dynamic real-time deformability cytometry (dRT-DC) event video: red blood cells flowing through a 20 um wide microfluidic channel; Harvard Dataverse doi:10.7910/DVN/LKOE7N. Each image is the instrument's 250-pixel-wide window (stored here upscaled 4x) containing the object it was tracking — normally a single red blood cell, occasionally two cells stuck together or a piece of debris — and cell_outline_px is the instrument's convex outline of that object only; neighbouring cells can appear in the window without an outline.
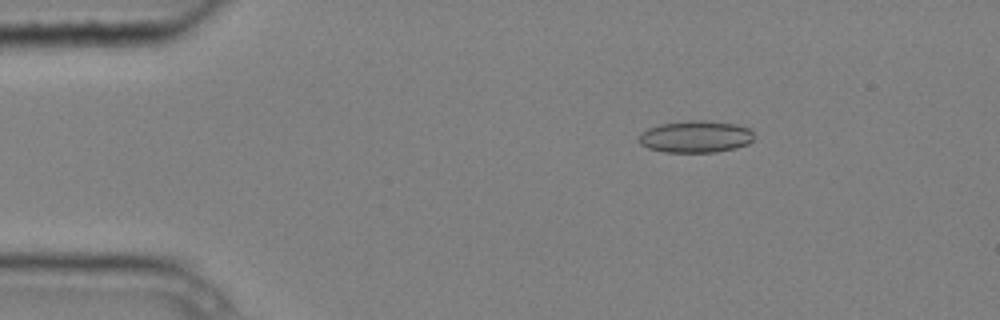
{"species": "common noctule bat (a hibernating species)", "species_latin": "Nyctalus noctula", "temperature_condition": "cold", "stored_images_in_passage": 5, "camera_frame_rate_fps": 3000, "um_per_image_px": 0.085, "animal": {"sex": "male", "body_mass_g": 20.4}, "frame": {"image": 1, "passage_image": 3, "time_ms": 0.667, "image_size_px": [1000, 320], "cell_outline_px": [[752, 140], [748, 144], [736, 148], [716, 152], [664, 152], [648, 148], [640, 144], [636, 136], [640, 132], [648, 128], [660, 124], [688, 120], [708, 120], [736, 124], [748, 128], [752, 132]], "centroid_in_image_um": [59.08, 11.61], "position_along_channel_um": 25.9, "area_um2": 21.68}}
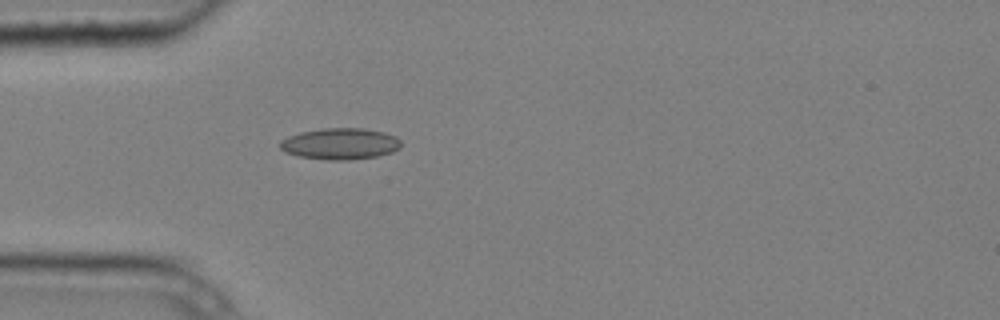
{"frame": {"image": 2, "passage_image": 5, "time_ms": 1.333, "image_size_px": [1000, 320], "cell_outline_px": [[400, 148], [392, 152], [376, 156], [348, 160], [332, 160], [300, 156], [284, 152], [280, 148], [280, 140], [288, 136], [300, 132], [324, 128], [364, 128], [384, 132], [396, 136], [400, 140]], "centroid_in_image_um": [28.91, 12.21], "position_along_channel_um": 56.1, "area_um2": 22.08}}